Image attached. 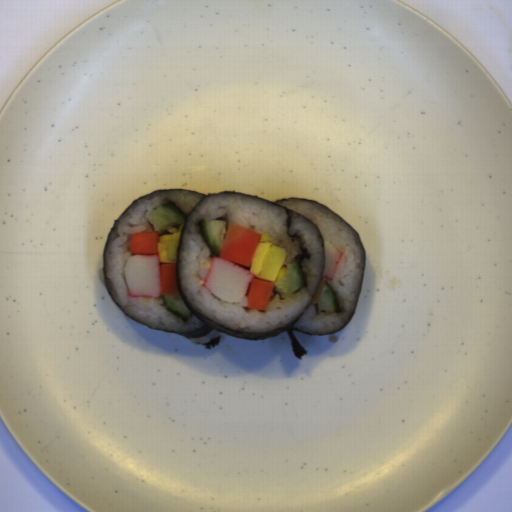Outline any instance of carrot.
Masks as SVG:
<instances>
[{
  "label": "carrot",
  "instance_id": "carrot-1",
  "mask_svg": "<svg viewBox=\"0 0 512 512\" xmlns=\"http://www.w3.org/2000/svg\"><path fill=\"white\" fill-rule=\"evenodd\" d=\"M259 241L260 233L231 222L221 242L219 258L248 268Z\"/></svg>",
  "mask_w": 512,
  "mask_h": 512
},
{
  "label": "carrot",
  "instance_id": "carrot-2",
  "mask_svg": "<svg viewBox=\"0 0 512 512\" xmlns=\"http://www.w3.org/2000/svg\"><path fill=\"white\" fill-rule=\"evenodd\" d=\"M274 284L258 276L253 278L248 287L246 308L265 311L275 293Z\"/></svg>",
  "mask_w": 512,
  "mask_h": 512
},
{
  "label": "carrot",
  "instance_id": "carrot-3",
  "mask_svg": "<svg viewBox=\"0 0 512 512\" xmlns=\"http://www.w3.org/2000/svg\"><path fill=\"white\" fill-rule=\"evenodd\" d=\"M158 243V232L133 233L129 240V250L133 255L158 254Z\"/></svg>",
  "mask_w": 512,
  "mask_h": 512
},
{
  "label": "carrot",
  "instance_id": "carrot-4",
  "mask_svg": "<svg viewBox=\"0 0 512 512\" xmlns=\"http://www.w3.org/2000/svg\"><path fill=\"white\" fill-rule=\"evenodd\" d=\"M161 294H180L177 284L176 266L177 262H160Z\"/></svg>",
  "mask_w": 512,
  "mask_h": 512
},
{
  "label": "carrot",
  "instance_id": "carrot-5",
  "mask_svg": "<svg viewBox=\"0 0 512 512\" xmlns=\"http://www.w3.org/2000/svg\"><path fill=\"white\" fill-rule=\"evenodd\" d=\"M326 281L327 280L322 279V281H321V283H320V285H319V287H318V289H317V291H316V293H315V295L313 297V300H312L313 303L317 302L319 300V298H320V296H321V294H322V292L324 290V287L326 285Z\"/></svg>",
  "mask_w": 512,
  "mask_h": 512
}]
</instances>
